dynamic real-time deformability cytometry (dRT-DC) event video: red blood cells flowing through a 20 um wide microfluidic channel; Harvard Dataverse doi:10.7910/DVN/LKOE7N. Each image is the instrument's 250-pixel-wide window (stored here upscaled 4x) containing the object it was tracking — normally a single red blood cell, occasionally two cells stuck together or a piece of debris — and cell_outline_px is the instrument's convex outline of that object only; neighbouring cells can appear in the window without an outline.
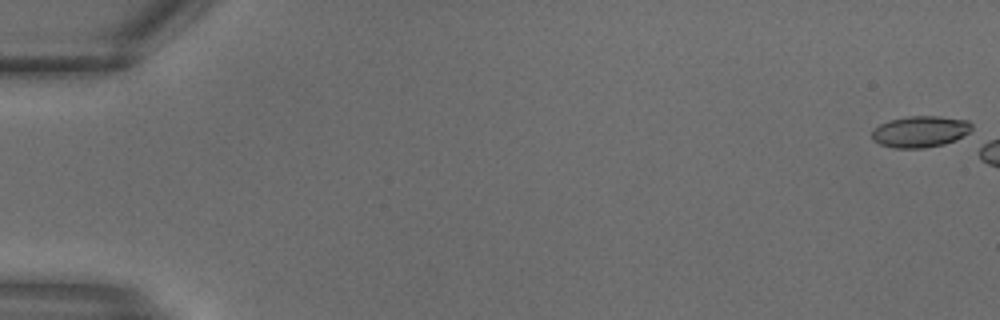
{"species": "common noctule bat (a hibernating species)", "species_latin": "Nyctalus noctula", "temperature_condition": "warm", "stored_images_in_passage": 4, "camera_frame_rate_fps": 3000, "um_per_image_px": 0.085, "animal": {"sex": "male", "body_mass_g": 18.8}, "frame": {"image": 1, "passage_image": 1, "time_ms": 0.0, "image_size_px": [1000, 320], "cell_outline_px": [[972, 136], [944, 144], [924, 148], [896, 148], [880, 144], [872, 140], [872, 132], [880, 124], [888, 120], [908, 116], [940, 116], [968, 120], [972, 124]], "centroid_in_image_um": [78.32, 11.19], "position_along_channel_um": 6.7, "area_um2": 18.73}}